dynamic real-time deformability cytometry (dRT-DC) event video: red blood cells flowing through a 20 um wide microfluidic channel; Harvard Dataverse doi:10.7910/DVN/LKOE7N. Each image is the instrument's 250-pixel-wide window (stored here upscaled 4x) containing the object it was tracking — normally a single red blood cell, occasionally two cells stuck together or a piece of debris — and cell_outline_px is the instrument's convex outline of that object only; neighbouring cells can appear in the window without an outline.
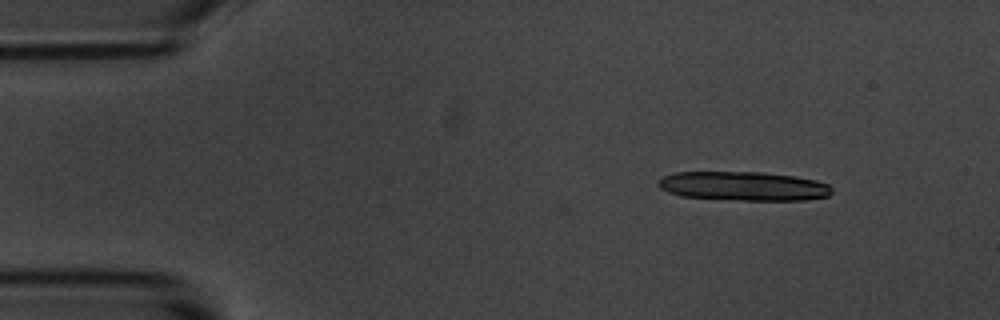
{"species": "common noctule bat (a hibernating species)", "species_latin": "Nyctalus noctula", "temperature_condition": "room temperature", "stored_images_in_passage": 3, "camera_frame_rate_fps": 3000, "um_per_image_px": 0.085, "animal": {"sex": "male", "body_mass_g": 20.1, "forearm_length_mm": 53.5}, "frame": {"image": 1, "passage_image": 1, "time_ms": 0.0, "image_size_px": [1000, 320], "cell_outline_px": [[832, 192], [828, 196], [804, 200], [744, 200], [680, 196], [668, 192], [660, 188], [656, 184], [664, 176], [676, 172], [760, 172], [796, 176], [816, 180], [828, 184], [832, 188]], "centroid_in_image_um": [63.21, 15.81], "position_along_channel_um": 21.8, "area_um2": 29.36}}